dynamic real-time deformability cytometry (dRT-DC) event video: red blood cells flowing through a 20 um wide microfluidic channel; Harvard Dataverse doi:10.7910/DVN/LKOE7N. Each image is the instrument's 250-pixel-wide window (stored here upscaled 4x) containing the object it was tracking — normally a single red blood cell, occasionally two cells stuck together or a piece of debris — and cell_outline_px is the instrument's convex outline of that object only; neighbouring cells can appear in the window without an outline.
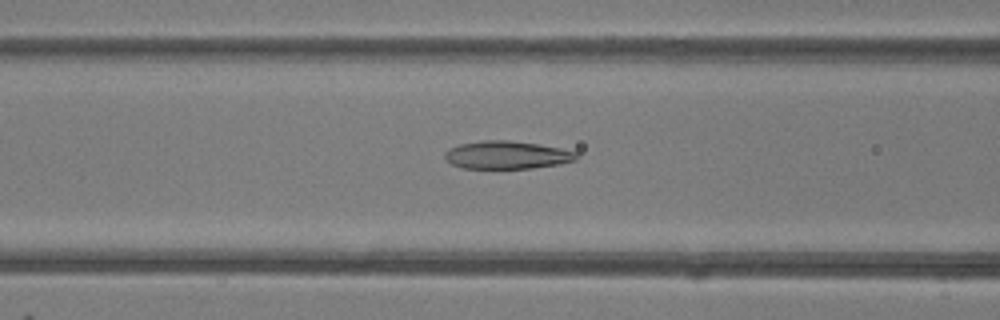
{"species": "common noctule bat (a hibernating species)", "species_latin": "Nyctalus noctula", "temperature_condition": "room temperature", "stored_images_in_passage": 48, "camera_frame_rate_fps": 3000, "um_per_image_px": 0.085, "animal": {"sex": "female"}, "frame": {"image": 1, "passage_image": 19, "time_ms": 6.0, "image_size_px": [1000, 320], "cell_outline_px": [[576, 160], [560, 164], [532, 168], [460, 168], [452, 164], [444, 156], [444, 152], [460, 144], [484, 140], [508, 140], [540, 144], [560, 148], [576, 152]], "centroid_in_image_um": [43.09, 13.17], "position_along_channel_um": 123.5, "area_um2": 21.27}}
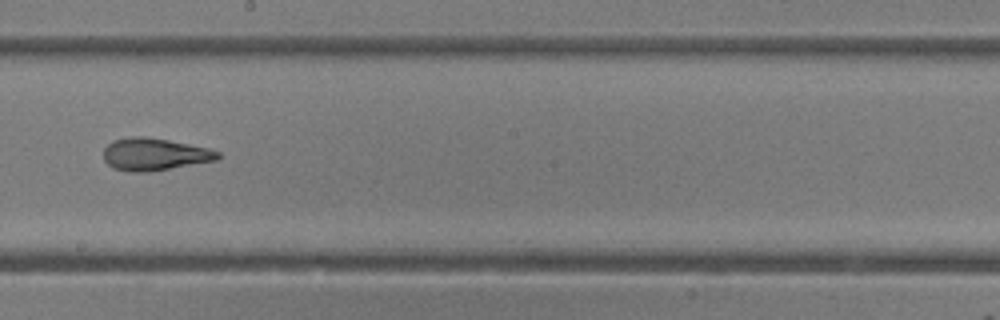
{"frame": {"image": 2, "passage_image": 27, "time_ms": 8.667, "image_size_px": [1000, 320], "cell_outline_px": [[220, 156], [216, 160], [148, 172], [128, 172], [112, 168], [104, 160], [104, 148], [112, 140], [132, 136], [144, 136], [168, 140], [208, 148], [220, 152]], "centroid_in_image_um": [13.09, 13.11], "position_along_channel_um": 235.1, "area_um2": 21.5}}
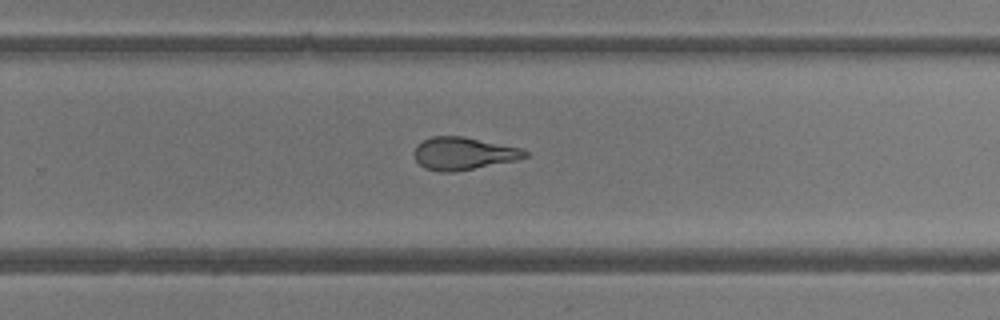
{"frame": {"image": 3, "passage_image": 31, "time_ms": 10.0, "image_size_px": [1000, 320], "cell_outline_px": [[528, 156], [516, 160], [452, 172], [440, 172], [424, 168], [416, 160], [412, 152], [416, 144], [432, 136], [464, 136], [520, 148], [528, 152]], "centroid_in_image_um": [39.34, 13.04], "position_along_channel_um": 290.5, "area_um2": 20.98}, "authors_computed_cell_mechanics": {"area_um2": 23.12, "velocity_mm_per_s": 4.181, "shape_relaxation_time_tau1_ms": null, "shape_relaxation_time_tau2_ms": 1.061, "deformation_change_tau1": null, "deformation_change_tau2": 0.1009}}